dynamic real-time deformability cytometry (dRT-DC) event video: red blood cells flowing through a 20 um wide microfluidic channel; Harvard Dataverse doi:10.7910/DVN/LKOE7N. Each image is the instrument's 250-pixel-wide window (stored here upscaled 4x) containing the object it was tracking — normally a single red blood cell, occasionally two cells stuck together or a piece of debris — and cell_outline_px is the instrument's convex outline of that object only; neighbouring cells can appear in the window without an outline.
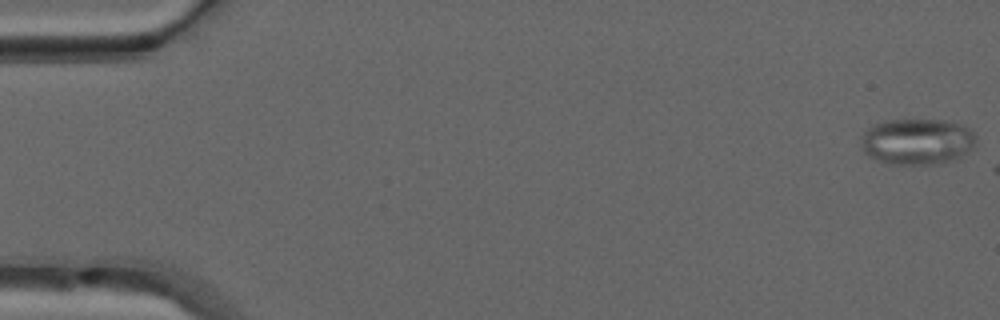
{"species": "common noctule bat (a hibernating species)", "species_latin": "Nyctalus noctula", "temperature_condition": "warm", "stored_images_in_passage": 2, "camera_frame_rate_fps": 3000, "um_per_image_px": 0.085, "animal": {"sex": "male", "forearm_length_mm": 52.5}, "frame": {"image": 1, "passage_image": 1, "time_ms": 0.0, "image_size_px": [1000, 320], "cell_outline_px": [[976, 144], [968, 152], [956, 160], [936, 164], [888, 164], [868, 156], [864, 152], [860, 136], [868, 128], [884, 120], [944, 120], [960, 124], [968, 128], [976, 136]], "centroid_in_image_um": [77.97, 12.04], "position_along_channel_um": 7.0, "area_um2": 31.1}}